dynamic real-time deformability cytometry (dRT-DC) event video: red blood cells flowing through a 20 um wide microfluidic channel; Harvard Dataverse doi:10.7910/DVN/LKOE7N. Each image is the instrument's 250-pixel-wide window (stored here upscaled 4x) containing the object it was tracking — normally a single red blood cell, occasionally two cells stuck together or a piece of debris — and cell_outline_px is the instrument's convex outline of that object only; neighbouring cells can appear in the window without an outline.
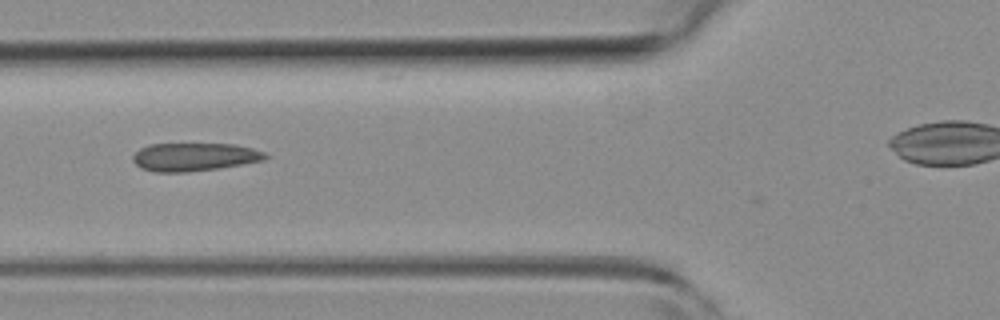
{"species": "common noctule bat (a hibernating species)", "species_latin": "Nyctalus noctula", "temperature_condition": "room temperature", "stored_images_in_passage": 7, "segment_of_instrument_passage": [1, 2], "camera_frame_rate_fps": 3000, "um_per_image_px": 0.085, "animal": {"sex": "female", "body_mass_g": 19.3, "forearm_length_mm": 54.1}, "frame": {"image": 1, "passage_image": 6, "time_ms": 1.667, "image_size_px": [1000, 320], "cell_outline_px": [[268, 156], [264, 160], [220, 168], [188, 172], [152, 172], [140, 168], [132, 160], [132, 156], [140, 148], [148, 144], [236, 144], [252, 148], [264, 152]], "centroid_in_image_um": [16.49, 13.34], "position_along_channel_um": 109.3, "area_um2": 21.85}}